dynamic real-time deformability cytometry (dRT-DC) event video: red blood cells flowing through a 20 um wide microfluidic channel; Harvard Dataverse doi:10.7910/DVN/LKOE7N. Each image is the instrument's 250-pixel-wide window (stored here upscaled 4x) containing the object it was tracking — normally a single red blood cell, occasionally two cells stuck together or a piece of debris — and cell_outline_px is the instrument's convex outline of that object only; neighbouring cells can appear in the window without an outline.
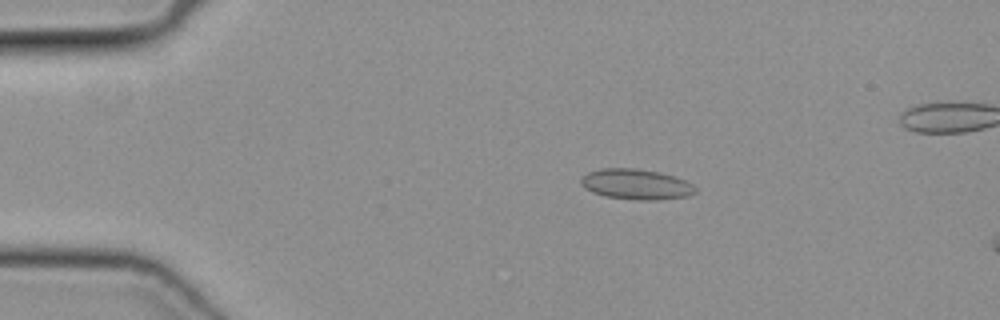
{"species": "common noctule bat (a hibernating species)", "species_latin": "Nyctalus noctula", "temperature_condition": "cold", "stored_images_in_passage": 49, "camera_frame_rate_fps": 3000, "um_per_image_px": 0.085, "animal": {"sex": "female", "body_mass_g": 19.3, "forearm_length_mm": 54.1}, "frame": {"image": 1, "passage_image": 10, "time_ms": 3.0, "image_size_px": [1000, 320], "cell_outline_px": [[696, 192], [688, 196], [656, 200], [636, 200], [604, 196], [592, 192], [584, 188], [580, 184], [580, 180], [588, 172], [600, 168], [636, 168], [660, 172], [684, 180], [692, 184], [696, 188]], "centroid_in_image_um": [54.04, 15.66], "position_along_channel_um": 31.0, "area_um2": 20.35}}
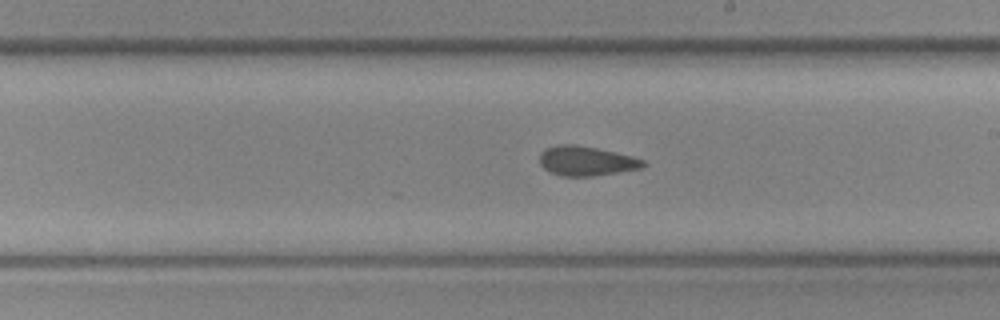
{"frame": {"image": 2, "passage_image": 29, "time_ms": 9.333, "image_size_px": [1000, 320], "cell_outline_px": [[648, 164], [640, 168], [592, 176], [560, 176], [548, 172], [540, 164], [540, 152], [544, 148], [560, 144], [576, 144], [596, 148], [632, 156], [644, 160]], "centroid_in_image_um": [49.79, 13.68], "position_along_channel_um": 239.2, "area_um2": 17.86}}
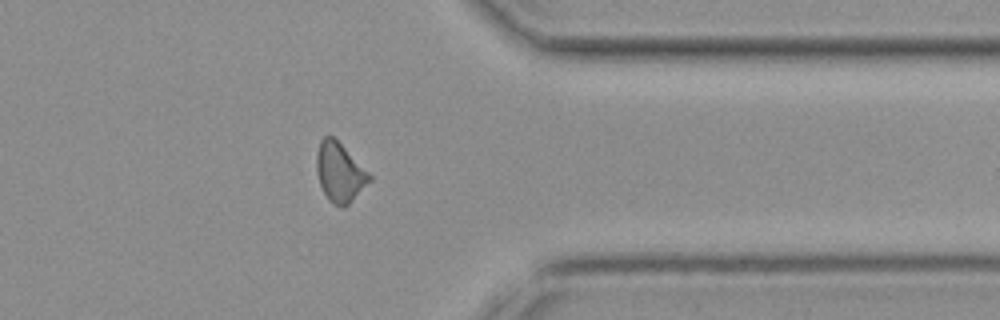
{"frame": {"image": 3, "passage_image": 40, "time_ms": 13.0, "image_size_px": [1000, 320], "cell_outline_px": [[372, 180], [344, 208], [340, 208], [332, 204], [328, 200], [320, 184], [316, 168], [316, 152], [320, 140], [324, 136], [332, 136], [372, 176]], "centroid_in_image_um": [28.85, 14.68], "position_along_channel_um": 382.5, "area_um2": 18.03}}